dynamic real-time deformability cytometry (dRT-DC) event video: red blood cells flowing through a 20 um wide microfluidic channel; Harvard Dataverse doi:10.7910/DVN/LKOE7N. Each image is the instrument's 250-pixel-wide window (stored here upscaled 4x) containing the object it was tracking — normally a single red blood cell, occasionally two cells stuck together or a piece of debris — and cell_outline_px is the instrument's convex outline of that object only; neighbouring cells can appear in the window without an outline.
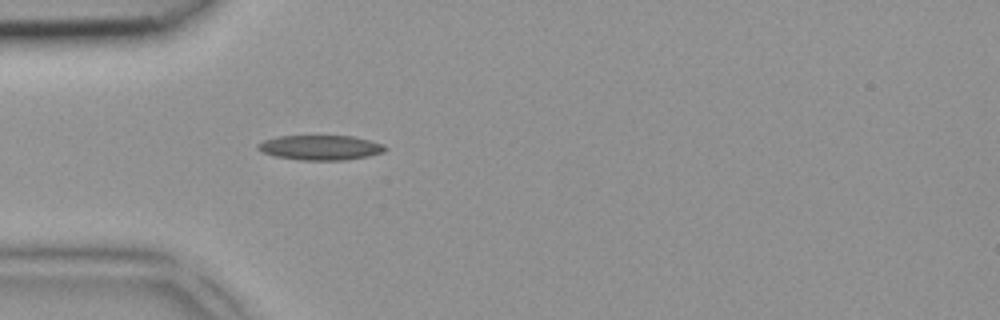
{"species": "common noctule bat (a hibernating species)", "species_latin": "Nyctalus noctula", "temperature_condition": "room temperature", "stored_images_in_passage": 4, "camera_frame_rate_fps": 3000, "um_per_image_px": 0.085, "animal": {"sex": "female", "body_mass_g": 18.4}, "frame": {"image": 1, "passage_image": 4, "time_ms": 1.0, "image_size_px": [1000, 320], "cell_outline_px": [[388, 148], [384, 152], [368, 156], [344, 160], [300, 160], [276, 156], [264, 152], [256, 148], [256, 144], [264, 140], [276, 136], [352, 136], [384, 144]], "centroid_in_image_um": [27.24, 12.54], "position_along_channel_um": 57.8, "area_um2": 18.38}}